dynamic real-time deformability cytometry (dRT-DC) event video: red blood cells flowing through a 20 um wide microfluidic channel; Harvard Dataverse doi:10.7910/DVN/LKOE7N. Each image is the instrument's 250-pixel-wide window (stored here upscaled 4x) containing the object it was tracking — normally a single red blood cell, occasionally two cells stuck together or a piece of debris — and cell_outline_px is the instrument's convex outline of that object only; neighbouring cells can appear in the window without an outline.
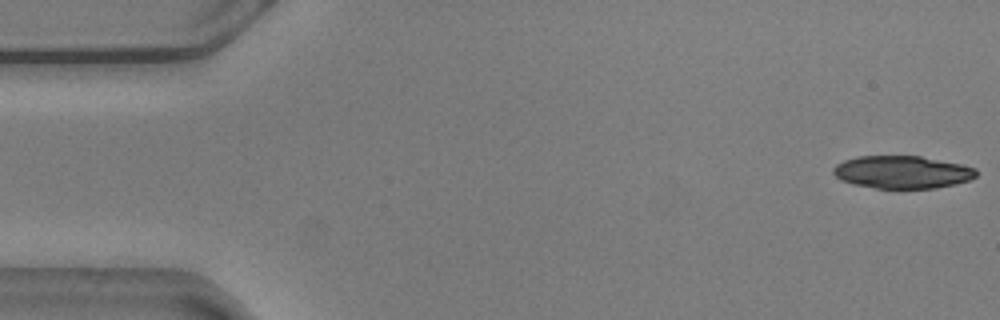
{"species": "common noctule bat (a hibernating species)", "species_latin": "Nyctalus noctula", "temperature_condition": "warm", "stored_images_in_passage": 16, "camera_frame_rate_fps": 3000, "um_per_image_px": 0.085, "animal": {"sex": "male", "body_mass_g": 20.5, "forearm_length_mm": 52.5}, "frame": {"image": 1, "passage_image": 1, "time_ms": 0.0, "image_size_px": [1000, 320], "cell_outline_px": [[976, 176], [968, 180], [936, 188], [876, 188], [852, 184], [840, 180], [832, 172], [832, 168], [836, 164], [844, 160], [860, 156], [920, 156], [960, 164], [976, 168]], "centroid_in_image_um": [76.64, 14.63], "position_along_channel_um": 8.4, "area_um2": 27.05}}
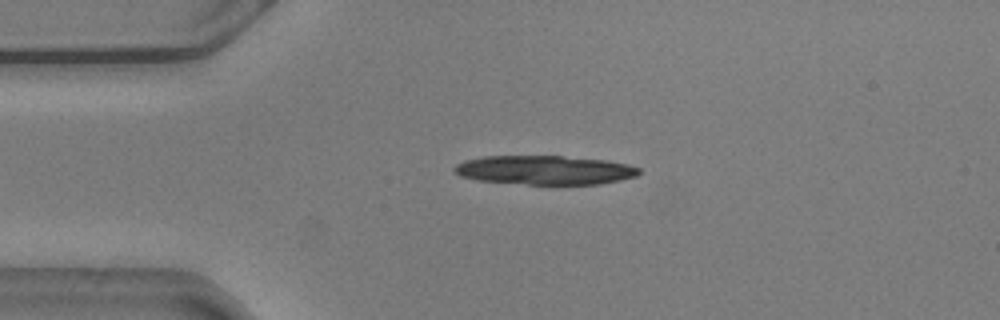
{"frame": {"image": 2, "passage_image": 12, "time_ms": 3.667, "image_size_px": [1000, 320], "cell_outline_px": [[640, 172], [636, 176], [620, 180], [600, 184], [528, 184], [476, 180], [460, 176], [452, 172], [452, 168], [456, 164], [464, 160], [484, 156], [560, 156], [604, 160], [628, 164], [640, 168]], "centroid_in_image_um": [46.25, 14.45], "position_along_channel_um": 38.7, "area_um2": 31.27}}